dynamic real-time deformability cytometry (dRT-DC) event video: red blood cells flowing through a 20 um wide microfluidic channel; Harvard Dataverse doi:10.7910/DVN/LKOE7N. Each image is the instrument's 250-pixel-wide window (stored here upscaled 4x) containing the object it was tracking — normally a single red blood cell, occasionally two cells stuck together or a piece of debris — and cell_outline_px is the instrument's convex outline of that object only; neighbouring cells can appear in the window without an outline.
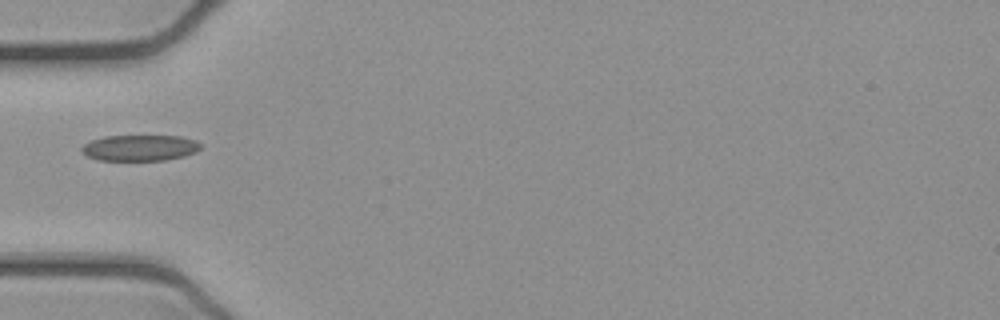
{"species": "common noctule bat (a hibernating species)", "species_latin": "Nyctalus noctula", "temperature_condition": "cold", "stored_images_in_passage": 36, "camera_frame_rate_fps": 3000, "um_per_image_px": 0.085, "animal": {"sex": "female", "body_mass_g": 21.9}, "frame": {"image": 1, "passage_image": 1, "time_ms": 0.0, "image_size_px": [1000, 320], "cell_outline_px": [[200, 148], [196, 152], [184, 156], [164, 160], [96, 160], [80, 152], [80, 148], [84, 144], [92, 140], [104, 136], [180, 136], [196, 140], [200, 144]], "centroid_in_image_um": [11.86, 12.57], "position_along_channel_um": 73.1, "area_um2": 18.03}}
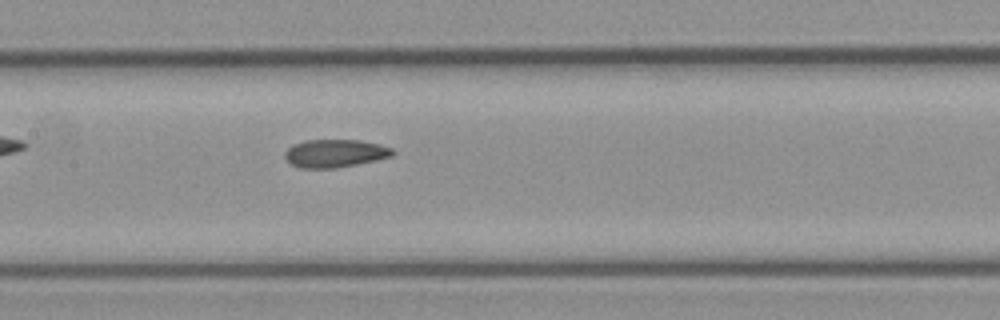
{"frame": {"image": 2, "passage_image": 9, "time_ms": 2.667, "image_size_px": [1000, 320], "cell_outline_px": [[396, 152], [392, 156], [376, 160], [336, 168], [300, 168], [292, 164], [284, 156], [284, 152], [292, 144], [308, 140], [360, 140], [380, 144], [392, 148]], "centroid_in_image_um": [28.49, 13.03], "position_along_channel_um": 178.9, "area_um2": 17.57}}
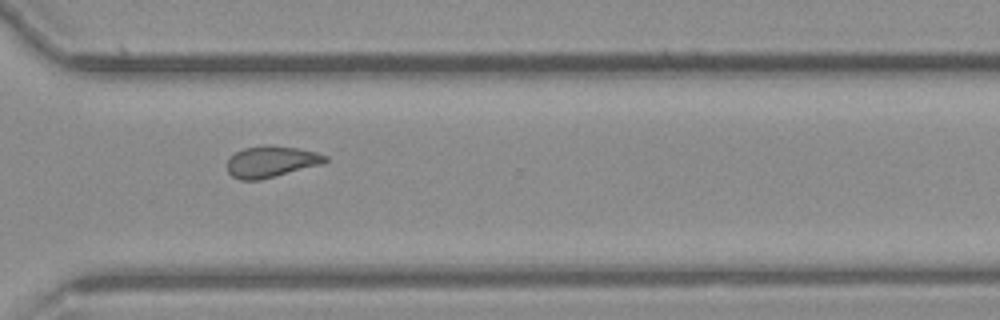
{"frame": {"image": 3, "passage_image": 22, "time_ms": 7.0, "image_size_px": [1000, 320], "cell_outline_px": [[328, 160], [324, 164], [260, 180], [240, 180], [232, 176], [228, 172], [228, 160], [236, 152], [244, 148], [264, 144], [300, 148], [316, 152], [328, 156]], "centroid_in_image_um": [23.09, 13.73], "position_along_channel_um": 347.5, "area_um2": 18.09}}